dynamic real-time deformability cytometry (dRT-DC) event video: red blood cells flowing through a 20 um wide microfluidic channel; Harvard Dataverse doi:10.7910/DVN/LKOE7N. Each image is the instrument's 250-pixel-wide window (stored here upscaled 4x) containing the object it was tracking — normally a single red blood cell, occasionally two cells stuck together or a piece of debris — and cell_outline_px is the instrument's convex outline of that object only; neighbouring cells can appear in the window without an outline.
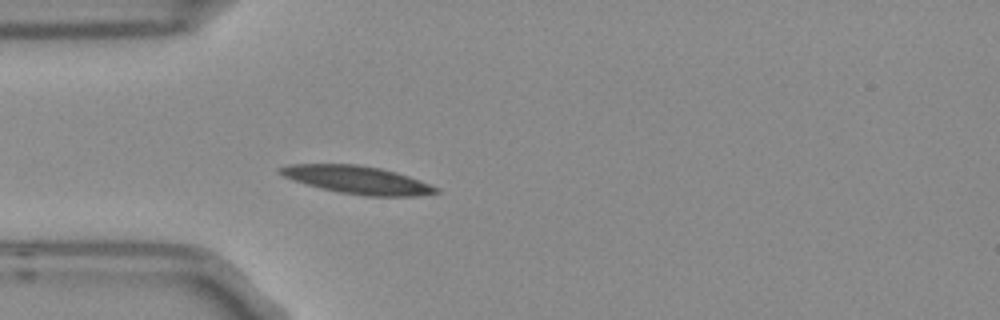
{"species": "Egyptian fruit bat (a non-hibernating species)", "species_latin": "Rousettus aegyptiacus", "temperature_condition": "room temperature", "stored_images_in_passage": 3, "camera_frame_rate_fps": 3000, "um_per_image_px": 0.085, "frame": {"image": 1, "passage_image": 3, "time_ms": 0.667, "image_size_px": [1000, 320], "cell_outline_px": [[440, 192], [420, 196], [364, 196], [340, 192], [292, 180], [276, 172], [276, 168], [288, 164], [356, 164], [380, 168], [396, 172], [420, 180], [440, 188]], "centroid_in_image_um": [30.39, 15.28], "position_along_channel_um": 54.6, "area_um2": 25.32}}